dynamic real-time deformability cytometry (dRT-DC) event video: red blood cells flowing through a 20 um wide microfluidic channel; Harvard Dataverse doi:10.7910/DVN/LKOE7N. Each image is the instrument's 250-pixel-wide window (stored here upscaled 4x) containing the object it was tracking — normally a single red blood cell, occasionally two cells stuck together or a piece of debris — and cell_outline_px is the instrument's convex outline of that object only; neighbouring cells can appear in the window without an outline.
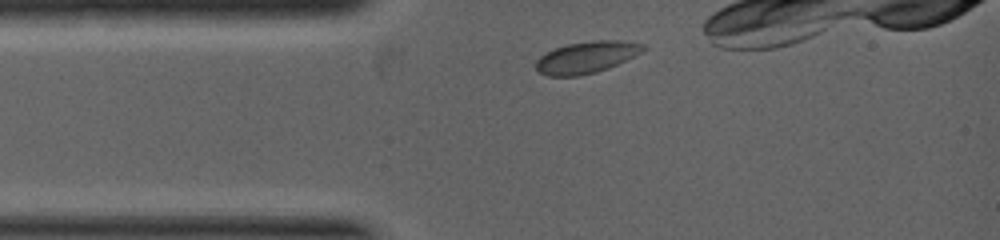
{"species": "common noctule bat (a hibernating species)", "species_latin": "Nyctalus noctula", "temperature_condition": "warm", "stored_images_in_passage": 3, "camera_frame_rate_fps": 5000, "um_per_image_px": 0.085, "animal": {"sex": "female", "body_mass_g": 19.0, "forearm_length_mm": 53.3}, "frame": {"image": 1, "passage_image": 1, "time_ms": 0.0, "image_size_px": [1000, 240], "cell_outline_px": [[648, 48], [608, 68], [596, 72], [580, 76], [548, 76], [540, 72], [536, 68], [536, 60], [540, 56], [556, 48], [568, 44], [592, 40], [620, 40], [644, 44]], "centroid_in_image_um": [49.85, 4.86], "position_along_channel_um": 35.2, "area_um2": 19.59}}
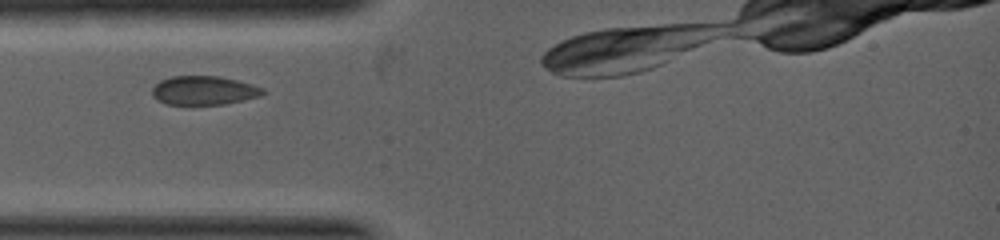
{"frame": {"image": 2, "passage_image": 2, "time_ms": 0.6, "image_size_px": [1000, 240], "cell_outline_px": [[268, 92], [260, 96], [244, 100], [224, 104], [168, 104], [156, 100], [152, 96], [152, 88], [160, 80], [172, 76], [220, 76], [252, 84], [264, 88]], "centroid_in_image_um": [17.35, 7.68], "position_along_channel_um": 67.7, "area_um2": 18.73}}